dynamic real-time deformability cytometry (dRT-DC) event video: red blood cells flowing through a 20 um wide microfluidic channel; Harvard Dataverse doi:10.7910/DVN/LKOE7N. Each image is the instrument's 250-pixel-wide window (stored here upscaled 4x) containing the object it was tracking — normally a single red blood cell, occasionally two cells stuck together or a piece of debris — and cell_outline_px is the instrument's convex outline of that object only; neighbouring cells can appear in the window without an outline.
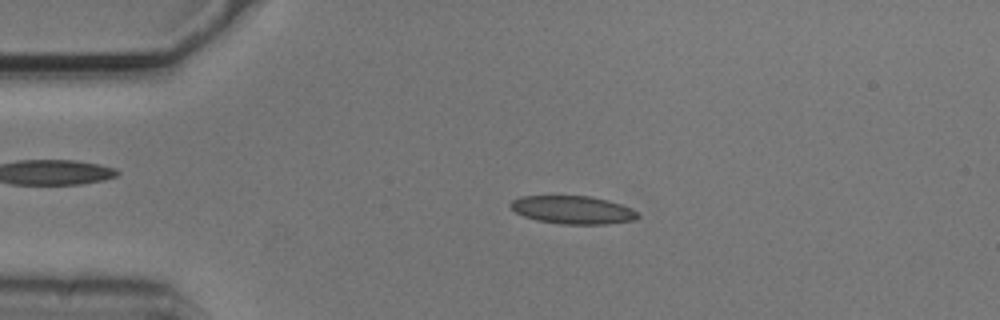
{"species": "common noctule bat (a hibernating species)", "species_latin": "Nyctalus noctula", "temperature_condition": "cold", "stored_images_in_passage": 51, "camera_frame_rate_fps": 3000, "um_per_image_px": 0.085, "animal": {"sex": "male", "body_mass_g": 20.5, "forearm_length_mm": 52.5}, "frame": {"image": 1, "passage_image": 11, "time_ms": 3.333, "image_size_px": [1000, 320], "cell_outline_px": [[640, 216], [632, 220], [608, 224], [560, 224], [536, 220], [524, 216], [516, 212], [508, 204], [512, 200], [520, 196], [592, 196], [608, 200], [632, 208]], "centroid_in_image_um": [48.67, 17.83], "position_along_channel_um": 36.3, "area_um2": 20.81}}
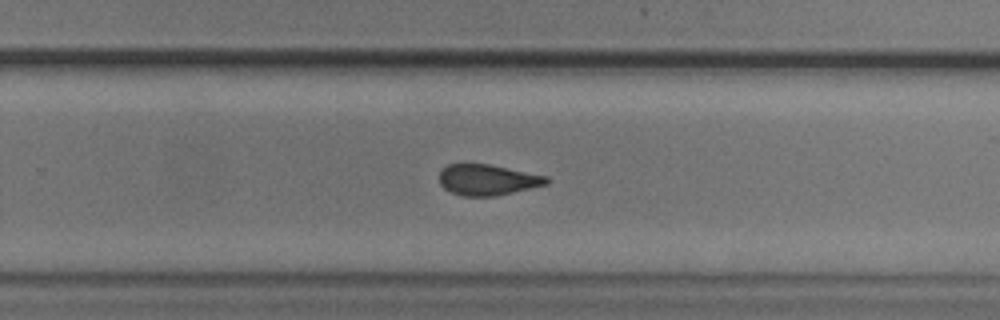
{"frame": {"image": 2, "passage_image": 34, "time_ms": 11.0, "image_size_px": [1000, 320], "cell_outline_px": [[548, 184], [496, 196], [464, 196], [452, 192], [444, 188], [440, 184], [440, 172], [448, 164], [488, 164], [548, 176]], "centroid_in_image_um": [41.45, 15.29], "position_along_channel_um": 288.4, "area_um2": 19.07}}
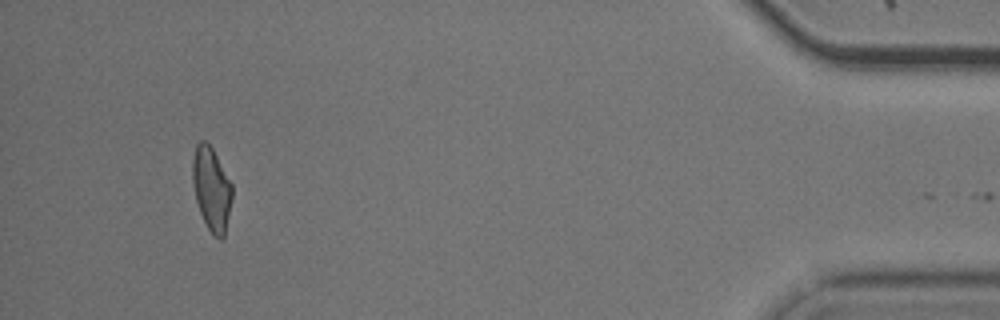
{"frame": {"image": 3, "passage_image": 50, "time_ms": 16.333, "image_size_px": [1000, 320], "cell_outline_px": [[232, 196], [224, 236], [220, 240], [208, 228], [200, 212], [196, 200], [192, 180], [192, 160], [196, 144], [200, 140], [204, 140], [212, 148], [232, 184]], "centroid_in_image_um": [17.96, 16.02], "position_along_channel_um": 417.2, "area_um2": 18.96}}